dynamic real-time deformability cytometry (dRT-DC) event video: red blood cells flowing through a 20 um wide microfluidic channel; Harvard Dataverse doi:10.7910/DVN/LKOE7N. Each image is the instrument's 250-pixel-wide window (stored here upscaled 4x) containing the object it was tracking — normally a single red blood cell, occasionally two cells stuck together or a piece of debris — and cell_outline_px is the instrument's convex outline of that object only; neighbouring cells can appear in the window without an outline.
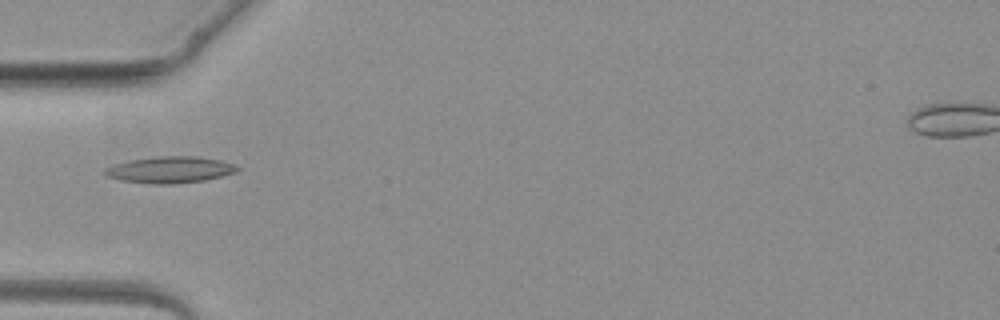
{"species": "common noctule bat (a hibernating species)", "species_latin": "Nyctalus noctula", "temperature_condition": "warm", "stored_images_in_passage": 3, "camera_frame_rate_fps": 3000, "um_per_image_px": 0.085, "animal": {"sex": "female", "body_mass_g": 19.3, "forearm_length_mm": 54.1}, "frame": {"image": 1, "passage_image": 3, "time_ms": 2.667, "image_size_px": [1000, 320], "cell_outline_px": [[240, 168], [236, 172], [204, 180], [172, 184], [152, 184], [120, 180], [104, 176], [100, 172], [104, 168], [112, 164], [128, 160], [156, 156], [196, 156], [220, 160], [232, 164]], "centroid_in_image_um": [14.34, 14.42], "position_along_channel_um": 70.7, "area_um2": 20.63}}